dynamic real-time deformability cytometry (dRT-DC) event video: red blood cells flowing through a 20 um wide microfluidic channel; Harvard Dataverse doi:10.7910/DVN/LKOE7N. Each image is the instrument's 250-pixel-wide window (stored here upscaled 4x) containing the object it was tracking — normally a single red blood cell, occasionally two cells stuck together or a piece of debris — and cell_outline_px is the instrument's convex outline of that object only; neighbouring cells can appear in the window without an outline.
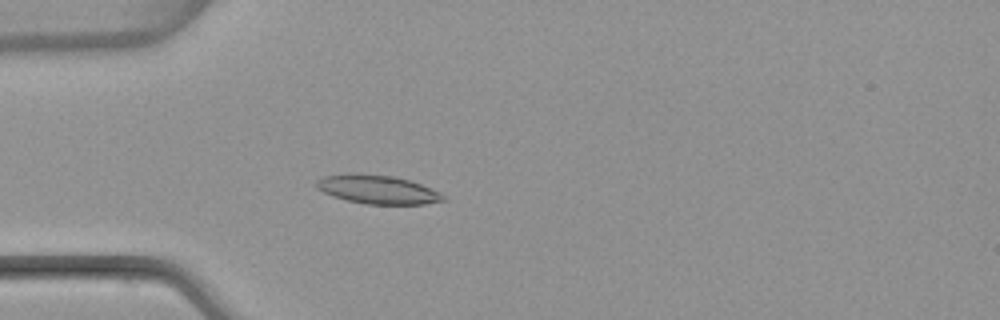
{"species": "common noctule bat (a hibernating species)", "species_latin": "Nyctalus noctula", "temperature_condition": "warm", "stored_images_in_passage": 52, "camera_frame_rate_fps": 3000, "um_per_image_px": 0.085, "animal": {"sex": "female", "body_mass_g": 22.7, "forearm_length_mm": 54.2}, "frame": {"image": 1, "passage_image": 15, "time_ms": 4.667, "image_size_px": [1000, 320], "cell_outline_px": [[448, 200], [424, 204], [364, 204], [332, 196], [316, 188], [316, 180], [324, 176], [344, 172], [352, 172], [392, 176], [408, 180], [420, 184], [440, 192], [448, 196]], "centroid_in_image_um": [32.09, 16.09], "position_along_channel_um": 52.9, "area_um2": 21.5}}
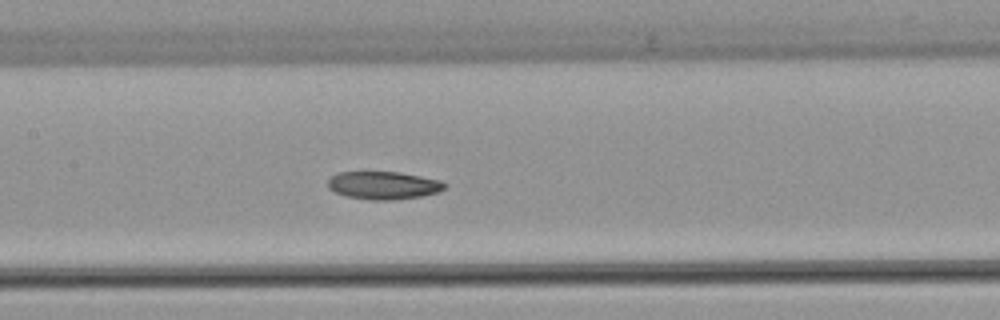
{"frame": {"image": 2, "passage_image": 25, "time_ms": 8.0, "image_size_px": [1000, 320], "cell_outline_px": [[448, 184], [444, 188], [436, 192], [420, 196], [396, 200], [372, 200], [344, 196], [328, 188], [328, 180], [332, 176], [340, 172], [400, 172], [440, 180]], "centroid_in_image_um": [32.58, 15.75], "position_along_channel_um": 174.8, "area_um2": 18.9}}
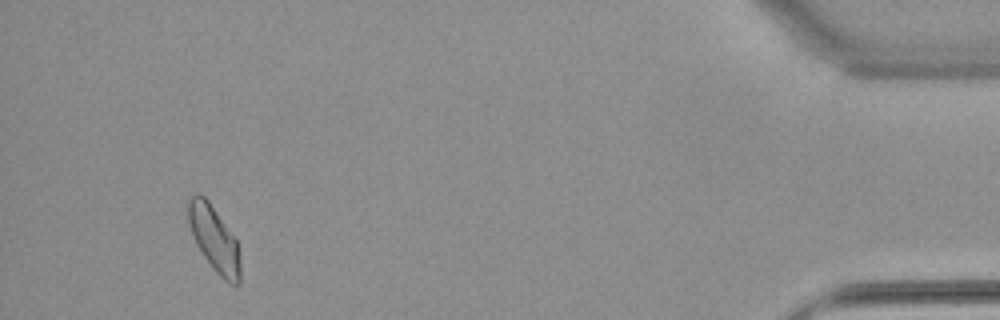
{"frame": {"image": 3, "passage_image": 49, "time_ms": 16.0, "image_size_px": [1000, 320], "cell_outline_px": [[240, 284], [228, 284], [216, 272], [204, 256], [196, 244], [192, 236], [188, 224], [188, 196], [204, 196], [208, 200], [236, 240], [240, 264]], "centroid_in_image_um": [18.19, 20.33], "position_along_channel_um": 417.0, "area_um2": 19.48}, "authors_computed_cell_mechanics": {"area_um2": 19.7098, "velocity_mm_per_s": 3.9217, "shape_relaxation_time_tau1_ms": 6.2342, "shape_relaxation_time_tau2_ms": 4.8578, "deformation_change_tau1": 0.1526, "deformation_change_tau2": 0.1072}}